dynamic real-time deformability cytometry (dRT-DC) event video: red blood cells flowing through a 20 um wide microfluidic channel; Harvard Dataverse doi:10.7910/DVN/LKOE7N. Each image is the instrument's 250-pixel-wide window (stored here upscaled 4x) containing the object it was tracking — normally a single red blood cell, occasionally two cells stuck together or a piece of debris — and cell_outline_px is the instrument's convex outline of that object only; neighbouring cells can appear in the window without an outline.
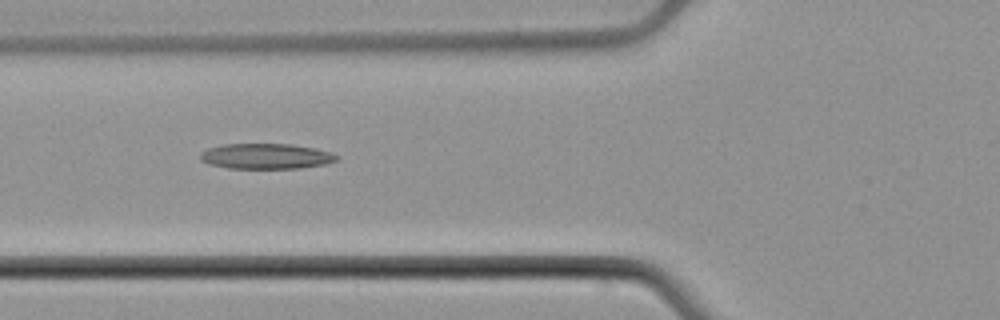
{"species": "common noctule bat (a hibernating species)", "species_latin": "Nyctalus noctula", "temperature_condition": "cold", "stored_images_in_passage": 6, "camera_frame_rate_fps": 3000, "um_per_image_px": 0.085, "animal": {"sex": "male", "body_mass_g": 21.5, "forearm_length_mm": 52.0}, "frame": {"image": 1, "passage_image": 5, "time_ms": 5.667, "image_size_px": [1000, 320], "cell_outline_px": [[340, 156], [336, 160], [324, 164], [300, 168], [228, 168], [208, 164], [200, 160], [200, 152], [208, 148], [224, 144], [292, 144], [316, 148], [332, 152]], "centroid_in_image_um": [22.61, 13.27], "position_along_channel_um": 103.2, "area_um2": 20.29}}
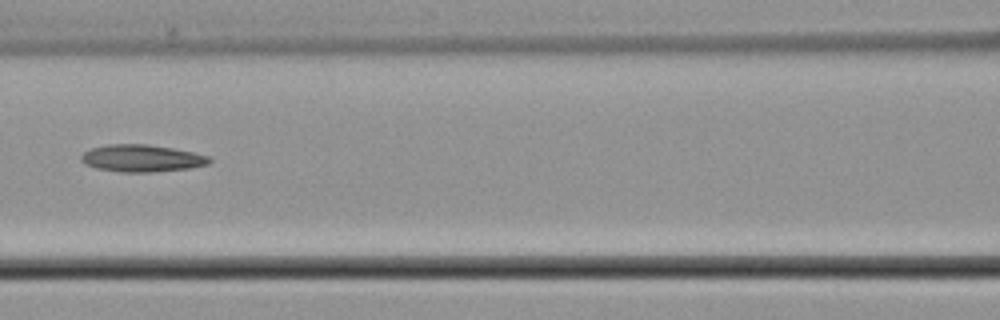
{"frame": {"image": 2, "passage_image": 6, "time_ms": 7.0, "image_size_px": [1000, 320], "cell_outline_px": [[212, 160], [208, 164], [192, 168], [152, 172], [120, 172], [96, 168], [84, 164], [80, 160], [80, 156], [84, 152], [92, 148], [108, 144], [148, 144], [172, 148], [212, 156]], "centroid_in_image_um": [12.06, 13.45], "position_along_channel_um": 154.5, "area_um2": 20.46}}